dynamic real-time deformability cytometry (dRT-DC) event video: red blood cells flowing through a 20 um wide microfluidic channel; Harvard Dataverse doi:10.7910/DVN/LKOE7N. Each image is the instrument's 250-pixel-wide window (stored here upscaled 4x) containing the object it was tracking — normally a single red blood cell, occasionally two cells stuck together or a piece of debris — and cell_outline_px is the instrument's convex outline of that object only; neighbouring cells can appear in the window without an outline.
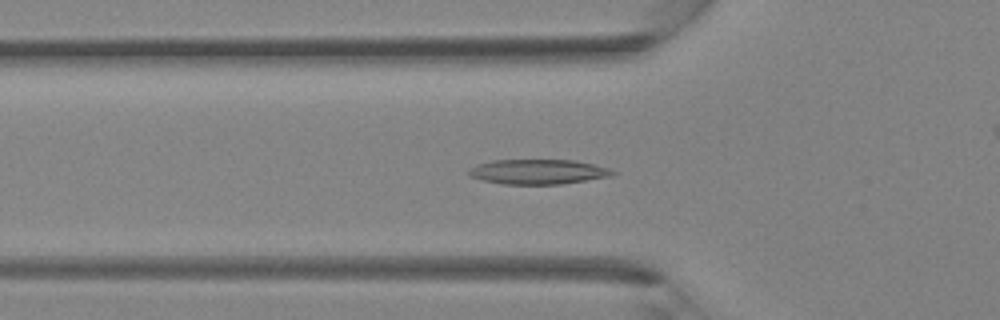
{"species": "Egyptian fruit bat (a non-hibernating species)", "species_latin": "Rousettus aegyptiacus", "temperature_condition": "room temperature", "stored_images_in_passage": 42, "camera_frame_rate_fps": 3000, "um_per_image_px": 0.085, "animal": {"sex": "female"}, "frame": {"image": 1, "passage_image": 14, "time_ms": 4.333, "image_size_px": [1000, 320], "cell_outline_px": [[616, 172], [612, 176], [560, 184], [500, 184], [484, 180], [472, 176], [468, 172], [468, 168], [476, 164], [492, 160], [572, 160], [592, 164], [608, 168]], "centroid_in_image_um": [45.7, 14.59], "position_along_channel_um": 80.1, "area_um2": 20.69}}
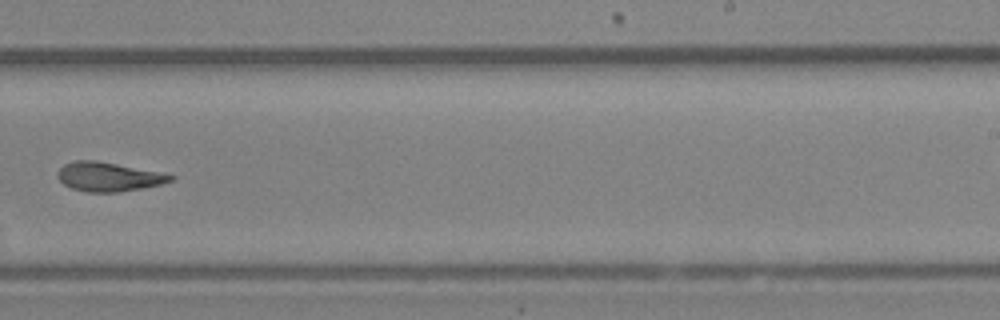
{"frame": {"image": 2, "passage_image": 26, "time_ms": 8.333, "image_size_px": [1000, 320], "cell_outline_px": [[176, 176], [172, 180], [160, 184], [120, 192], [88, 192], [72, 188], [64, 184], [56, 176], [56, 172], [64, 164], [76, 160], [96, 160]], "centroid_in_image_um": [9.15, 15.02], "position_along_channel_um": 279.9, "area_um2": 18.79}}
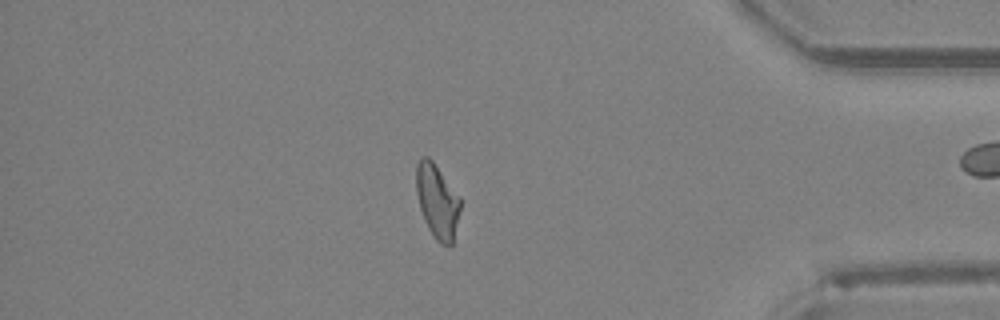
{"frame": {"image": 3, "passage_image": 35, "time_ms": 11.333, "image_size_px": [1000, 320], "cell_outline_px": [[460, 208], [452, 244], [440, 244], [432, 236], [428, 228], [420, 208], [416, 192], [416, 164], [420, 156], [428, 156], [432, 160], [460, 196]], "centroid_in_image_um": [37.15, 17.06], "position_along_channel_um": 398.1, "area_um2": 18.96}}